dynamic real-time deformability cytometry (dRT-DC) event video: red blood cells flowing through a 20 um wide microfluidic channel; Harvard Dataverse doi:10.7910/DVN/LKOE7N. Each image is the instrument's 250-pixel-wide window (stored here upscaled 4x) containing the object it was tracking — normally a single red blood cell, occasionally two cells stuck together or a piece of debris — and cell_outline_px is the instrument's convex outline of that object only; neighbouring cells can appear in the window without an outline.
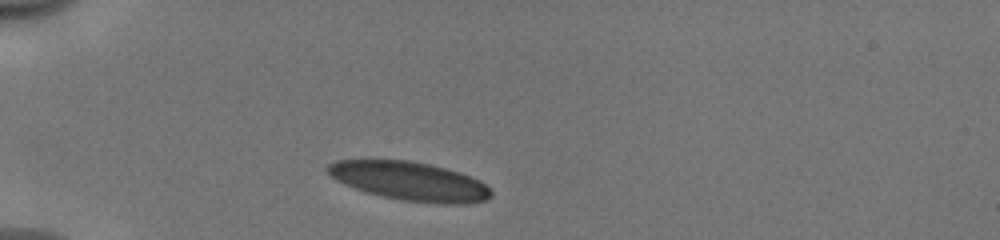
{"species": "human", "species_latin": "Homo sapiens", "temperature_condition": "cold", "stored_images_in_passage": 2, "camera_frame_rate_fps": 3000, "um_per_image_px": 0.085, "donor": {"sex": "male"}, "frame": {"image": 1, "passage_image": 1, "time_ms": 0.0, "image_size_px": [1000, 240], "cell_outline_px": [[492, 196], [484, 200], [464, 204], [440, 204], [400, 200], [380, 196], [344, 184], [336, 180], [324, 168], [328, 164], [336, 160], [408, 160], [428, 164], [460, 172], [480, 180], [492, 192]], "centroid_in_image_um": [34.82, 15.4], "position_along_channel_um": 50.2, "area_um2": 36.82}}